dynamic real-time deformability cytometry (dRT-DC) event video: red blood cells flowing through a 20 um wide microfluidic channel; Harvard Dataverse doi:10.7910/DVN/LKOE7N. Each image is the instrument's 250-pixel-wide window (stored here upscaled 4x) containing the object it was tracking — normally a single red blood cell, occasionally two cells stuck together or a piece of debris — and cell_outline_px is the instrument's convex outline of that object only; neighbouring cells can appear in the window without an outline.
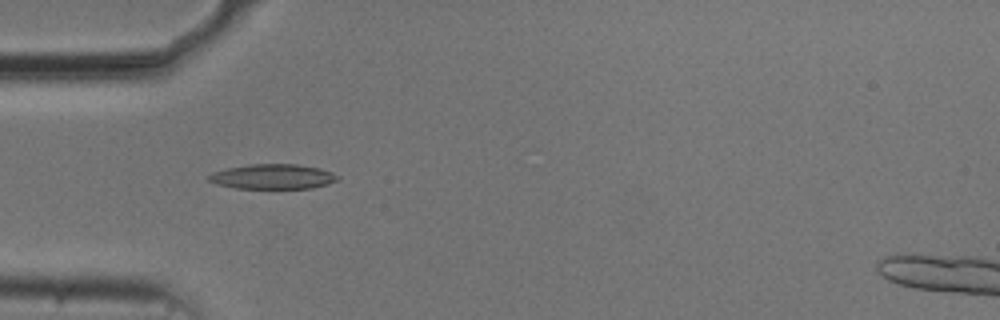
{"species": "common noctule bat (a hibernating species)", "species_latin": "Nyctalus noctula", "temperature_condition": "cold", "stored_images_in_passage": 39, "camera_frame_rate_fps": 3000, "um_per_image_px": 0.085, "animal": {"sex": "male", "body_mass_g": 20.5, "forearm_length_mm": 52.5}, "frame": {"image": 1, "passage_image": 2, "time_ms": 0.333, "image_size_px": [1000, 320], "cell_outline_px": [[340, 176], [336, 180], [328, 184], [312, 188], [236, 188], [216, 184], [208, 180], [208, 176], [212, 172], [228, 168], [248, 164], [296, 164], [320, 168], [332, 172]], "centroid_in_image_um": [23.19, 15.0], "position_along_channel_um": 61.8, "area_um2": 18.67}}
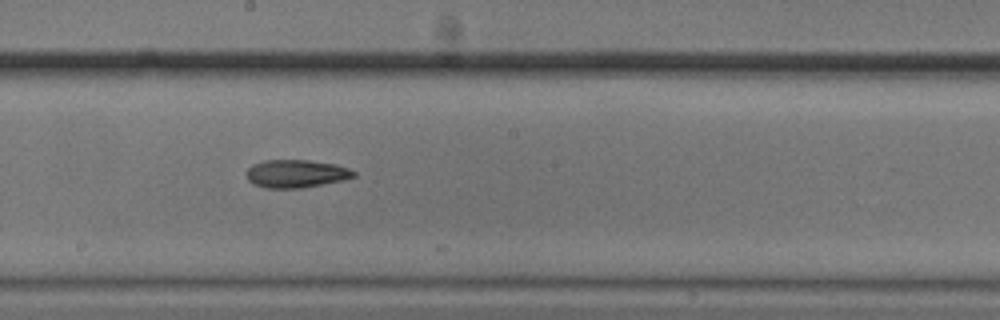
{"frame": {"image": 2, "passage_image": 15, "time_ms": 4.667, "image_size_px": [1000, 320], "cell_outline_px": [[356, 176], [344, 180], [300, 188], [264, 188], [248, 180], [244, 172], [252, 164], [264, 160], [308, 160], [336, 164], [348, 168], [356, 172]], "centroid_in_image_um": [25.15, 14.75], "position_along_channel_um": 223.0, "area_um2": 17.57}}
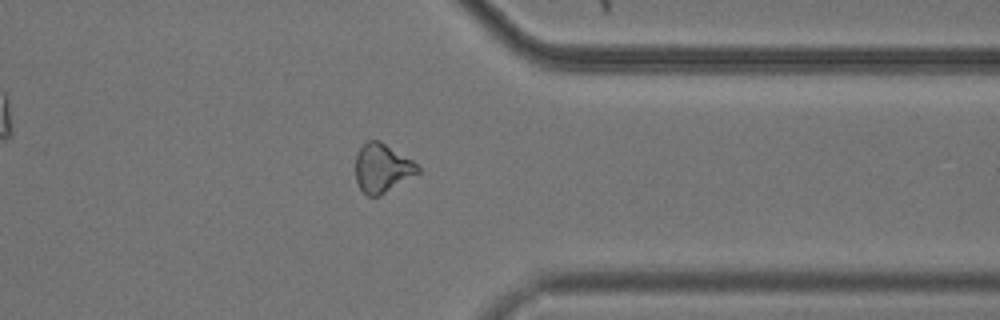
{"frame": {"image": 3, "passage_image": 28, "time_ms": 9.0, "image_size_px": [1000, 320], "cell_outline_px": [[420, 172], [380, 196], [368, 196], [360, 188], [356, 180], [356, 156], [360, 148], [368, 140], [380, 140], [412, 160], [420, 168]], "centroid_in_image_um": [32.49, 14.29], "position_along_channel_um": 378.9, "area_um2": 17.57}}